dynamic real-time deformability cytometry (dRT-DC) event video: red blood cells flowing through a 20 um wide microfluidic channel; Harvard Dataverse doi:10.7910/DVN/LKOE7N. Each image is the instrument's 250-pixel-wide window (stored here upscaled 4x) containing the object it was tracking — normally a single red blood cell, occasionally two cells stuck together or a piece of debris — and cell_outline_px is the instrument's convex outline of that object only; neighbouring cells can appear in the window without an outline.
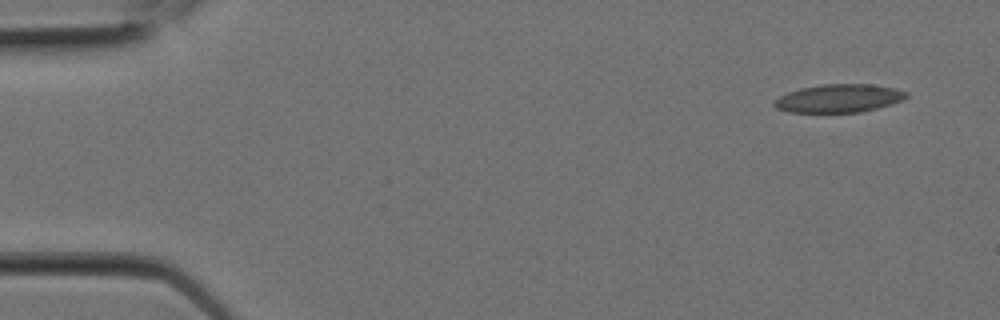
{"species": "Egyptian fruit bat (a non-hibernating species)", "species_latin": "Rousettus aegyptiacus", "temperature_condition": "room temperature", "stored_images_in_passage": 8, "camera_frame_rate_fps": 3000, "um_per_image_px": 0.085, "animal": {"sex": "female"}, "frame": {"image": 1, "passage_image": 1, "time_ms": 0.0, "image_size_px": [1000, 320], "cell_outline_px": [[908, 96], [904, 100], [892, 104], [860, 112], [788, 112], [776, 108], [772, 104], [780, 96], [788, 92], [800, 88], [820, 84], [872, 84], [896, 88], [908, 92]], "centroid_in_image_um": [71.33, 8.35], "position_along_channel_um": 13.7, "area_um2": 21.79}}
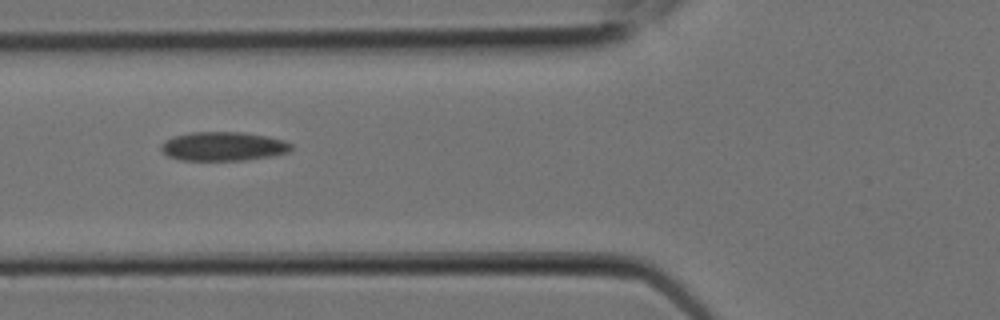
{"frame": {"image": 2, "passage_image": 7, "time_ms": 2.0, "image_size_px": [1000, 320], "cell_outline_px": [[292, 148], [288, 152], [272, 156], [244, 160], [180, 160], [168, 156], [160, 148], [160, 144], [164, 140], [176, 136], [192, 132], [240, 132], [268, 136], [284, 140], [292, 144]], "centroid_in_image_um": [18.98, 12.44], "position_along_channel_um": 106.8, "area_um2": 21.96}}
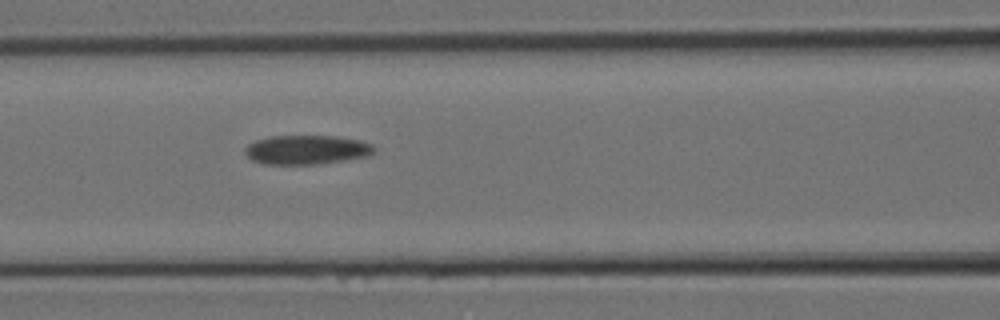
{"frame": {"image": 3, "passage_image": 8, "time_ms": 2.333, "image_size_px": [1000, 320], "cell_outline_px": [[376, 148], [368, 156], [344, 160], [316, 164], [264, 164], [252, 160], [244, 152], [244, 148], [248, 144], [256, 140], [268, 136], [332, 136], [356, 140], [372, 144]], "centroid_in_image_um": [26.01, 12.73], "position_along_channel_um": 140.6, "area_um2": 21.79}}